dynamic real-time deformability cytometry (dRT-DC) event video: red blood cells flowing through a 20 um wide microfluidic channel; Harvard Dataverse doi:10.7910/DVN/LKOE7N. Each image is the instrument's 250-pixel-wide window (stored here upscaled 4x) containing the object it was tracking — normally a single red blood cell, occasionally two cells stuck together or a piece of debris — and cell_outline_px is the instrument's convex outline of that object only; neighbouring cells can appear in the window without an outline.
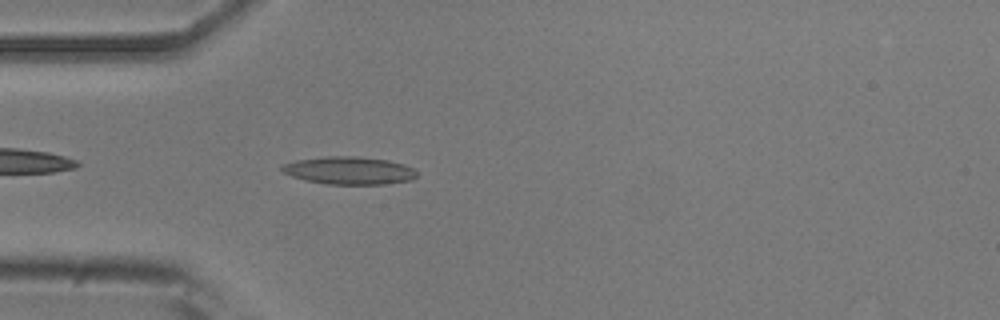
{"species": "common noctule bat (a hibernating species)", "species_latin": "Nyctalus noctula", "temperature_condition": "room temperature", "stored_images_in_passage": 41, "camera_frame_rate_fps": 3000, "um_per_image_px": 0.085, "animal": {"sex": "male", "body_mass_g": 20.5, "forearm_length_mm": 52.5}, "frame": {"image": 1, "passage_image": 3, "time_ms": 0.667, "image_size_px": [1000, 320], "cell_outline_px": [[416, 176], [412, 180], [384, 184], [324, 184], [304, 180], [292, 176], [284, 172], [280, 168], [280, 164], [296, 160], [324, 156], [356, 156], [388, 160], [404, 164], [412, 168], [416, 172]], "centroid_in_image_um": [29.64, 14.49], "position_along_channel_um": 55.4, "area_um2": 21.91}}
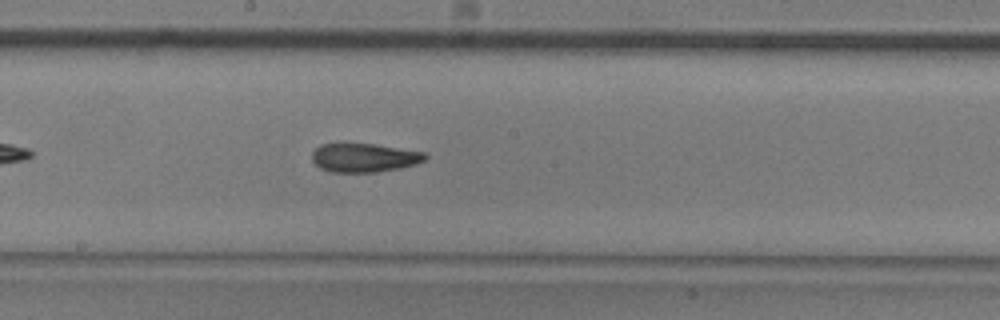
{"frame": {"image": 2, "passage_image": 16, "time_ms": 5.0, "image_size_px": [1000, 320], "cell_outline_px": [[428, 156], [424, 160], [416, 164], [400, 168], [376, 172], [332, 172], [320, 168], [312, 160], [312, 152], [320, 144], [344, 140], [376, 144], [424, 152]], "centroid_in_image_um": [30.9, 13.35], "position_along_channel_um": 217.3, "area_um2": 19.71}}
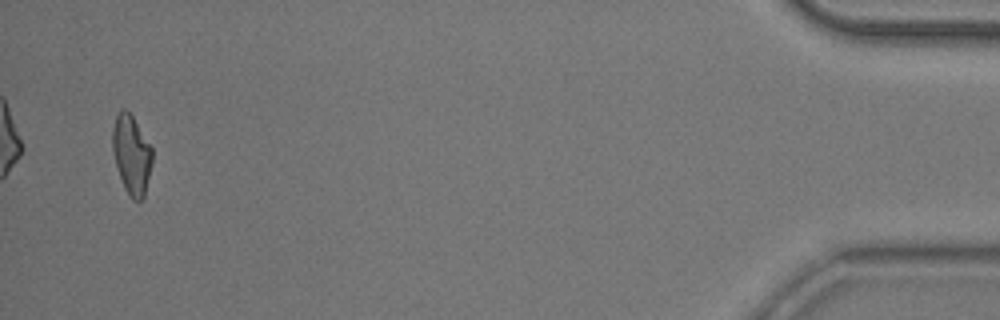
{"frame": {"image": 3, "passage_image": 39, "time_ms": 12.667, "image_size_px": [1000, 320], "cell_outline_px": [[152, 164], [144, 196], [140, 200], [132, 200], [124, 188], [116, 164], [112, 148], [112, 128], [116, 116], [120, 108], [124, 108], [132, 116], [152, 148]], "centroid_in_image_um": [11.17, 13.14], "position_along_channel_um": 424.0, "area_um2": 18.15}, "authors_computed_cell_mechanics": {"area_um2": 19.1896, "velocity_mm_per_s": 3.8281, "shape_relaxation_time_tau1_ms": 5.2875, "shape_relaxation_time_tau2_ms": 3.6965, "deformation_change_tau1": 0.1713, "deformation_change_tau2": 0.1353}}